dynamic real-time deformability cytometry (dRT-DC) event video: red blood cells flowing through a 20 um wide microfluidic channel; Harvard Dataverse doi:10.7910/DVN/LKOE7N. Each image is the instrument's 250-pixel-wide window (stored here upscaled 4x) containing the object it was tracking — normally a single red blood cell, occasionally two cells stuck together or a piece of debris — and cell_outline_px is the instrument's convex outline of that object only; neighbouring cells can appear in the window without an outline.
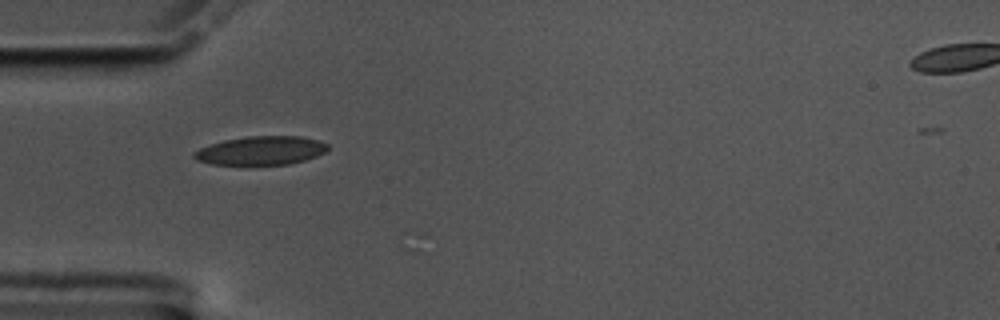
{"species": "common noctule bat (a hibernating species)", "species_latin": "Nyctalus noctula", "temperature_condition": "cold", "stored_images_in_passage": 9, "camera_frame_rate_fps": 3000, "um_per_image_px": 0.085, "animal": {"sex": "male", "body_mass_g": 17.5, "forearm_length_mm": 52.3}, "frame": {"image": 1, "passage_image": 3, "time_ms": 0.667, "image_size_px": [1000, 320], "cell_outline_px": [[328, 148], [324, 152], [316, 156], [304, 160], [288, 164], [212, 164], [196, 160], [192, 156], [192, 152], [200, 148], [224, 140], [248, 136], [300, 136], [320, 140], [328, 144]], "centroid_in_image_um": [22.18, 12.79], "position_along_channel_um": 62.8, "area_um2": 22.2}}